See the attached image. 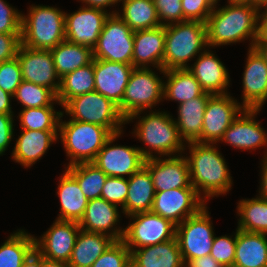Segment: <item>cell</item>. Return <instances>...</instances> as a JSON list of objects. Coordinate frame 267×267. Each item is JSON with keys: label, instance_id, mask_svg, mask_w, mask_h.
Masks as SVG:
<instances>
[{"label": "cell", "instance_id": "obj_1", "mask_svg": "<svg viewBox=\"0 0 267 267\" xmlns=\"http://www.w3.org/2000/svg\"><path fill=\"white\" fill-rule=\"evenodd\" d=\"M206 21L208 47L236 44L251 40L248 48H253L260 36L261 11L249 4H230L217 7Z\"/></svg>", "mask_w": 267, "mask_h": 267}, {"label": "cell", "instance_id": "obj_2", "mask_svg": "<svg viewBox=\"0 0 267 267\" xmlns=\"http://www.w3.org/2000/svg\"><path fill=\"white\" fill-rule=\"evenodd\" d=\"M186 145L190 154L185 155L189 164L190 182L197 193L206 202L215 196L227 194L232 189L233 180L228 163L216 147L218 144L191 142Z\"/></svg>", "mask_w": 267, "mask_h": 267}, {"label": "cell", "instance_id": "obj_3", "mask_svg": "<svg viewBox=\"0 0 267 267\" xmlns=\"http://www.w3.org/2000/svg\"><path fill=\"white\" fill-rule=\"evenodd\" d=\"M154 110H150L144 116H140L144 112L140 111L126 119V124L130 121L133 122V119H138L132 134L140 142L142 141L143 144L147 145L146 147H139L142 156L148 159L158 155L159 157L187 155V153H184L186 144L178 133L173 116L167 111ZM156 153L158 155H155Z\"/></svg>", "mask_w": 267, "mask_h": 267}, {"label": "cell", "instance_id": "obj_4", "mask_svg": "<svg viewBox=\"0 0 267 267\" xmlns=\"http://www.w3.org/2000/svg\"><path fill=\"white\" fill-rule=\"evenodd\" d=\"M207 48L206 23L187 20L166 25L163 69H187L188 62Z\"/></svg>", "mask_w": 267, "mask_h": 267}, {"label": "cell", "instance_id": "obj_5", "mask_svg": "<svg viewBox=\"0 0 267 267\" xmlns=\"http://www.w3.org/2000/svg\"><path fill=\"white\" fill-rule=\"evenodd\" d=\"M28 9L21 18V45L50 50L65 40V11L43 4Z\"/></svg>", "mask_w": 267, "mask_h": 267}, {"label": "cell", "instance_id": "obj_6", "mask_svg": "<svg viewBox=\"0 0 267 267\" xmlns=\"http://www.w3.org/2000/svg\"><path fill=\"white\" fill-rule=\"evenodd\" d=\"M64 114L63 111L59 122L58 138L63 143L67 158L70 159L67 166L93 162L113 133L108 128L97 124L71 119L63 121Z\"/></svg>", "mask_w": 267, "mask_h": 267}, {"label": "cell", "instance_id": "obj_7", "mask_svg": "<svg viewBox=\"0 0 267 267\" xmlns=\"http://www.w3.org/2000/svg\"><path fill=\"white\" fill-rule=\"evenodd\" d=\"M62 108L71 120L97 124L113 134L123 131L126 124L118 106L96 91L76 96Z\"/></svg>", "mask_w": 267, "mask_h": 267}, {"label": "cell", "instance_id": "obj_8", "mask_svg": "<svg viewBox=\"0 0 267 267\" xmlns=\"http://www.w3.org/2000/svg\"><path fill=\"white\" fill-rule=\"evenodd\" d=\"M150 68H134L118 106L121 115L127 119L134 113L152 110L163 100V82Z\"/></svg>", "mask_w": 267, "mask_h": 267}, {"label": "cell", "instance_id": "obj_9", "mask_svg": "<svg viewBox=\"0 0 267 267\" xmlns=\"http://www.w3.org/2000/svg\"><path fill=\"white\" fill-rule=\"evenodd\" d=\"M207 208V205L204 206L197 214L176 225L175 237L184 263L211 253L216 235Z\"/></svg>", "mask_w": 267, "mask_h": 267}, {"label": "cell", "instance_id": "obj_10", "mask_svg": "<svg viewBox=\"0 0 267 267\" xmlns=\"http://www.w3.org/2000/svg\"><path fill=\"white\" fill-rule=\"evenodd\" d=\"M132 222L124 227L122 241L130 252L144 246H153L174 239L176 225L151 211L128 216Z\"/></svg>", "mask_w": 267, "mask_h": 267}, {"label": "cell", "instance_id": "obj_11", "mask_svg": "<svg viewBox=\"0 0 267 267\" xmlns=\"http://www.w3.org/2000/svg\"><path fill=\"white\" fill-rule=\"evenodd\" d=\"M134 31L118 16L110 14L106 19L97 45L94 59H103L132 65Z\"/></svg>", "mask_w": 267, "mask_h": 267}, {"label": "cell", "instance_id": "obj_12", "mask_svg": "<svg viewBox=\"0 0 267 267\" xmlns=\"http://www.w3.org/2000/svg\"><path fill=\"white\" fill-rule=\"evenodd\" d=\"M206 205L194 187L175 188L155 192L150 211L178 225Z\"/></svg>", "mask_w": 267, "mask_h": 267}, {"label": "cell", "instance_id": "obj_13", "mask_svg": "<svg viewBox=\"0 0 267 267\" xmlns=\"http://www.w3.org/2000/svg\"><path fill=\"white\" fill-rule=\"evenodd\" d=\"M121 134L123 131L113 134L92 162L108 177L129 178L144 166L145 158L139 147L113 144Z\"/></svg>", "mask_w": 267, "mask_h": 267}, {"label": "cell", "instance_id": "obj_14", "mask_svg": "<svg viewBox=\"0 0 267 267\" xmlns=\"http://www.w3.org/2000/svg\"><path fill=\"white\" fill-rule=\"evenodd\" d=\"M244 107L237 99L229 94L212 95L204 113L200 143H220L224 132L233 120L241 113Z\"/></svg>", "mask_w": 267, "mask_h": 267}, {"label": "cell", "instance_id": "obj_15", "mask_svg": "<svg viewBox=\"0 0 267 267\" xmlns=\"http://www.w3.org/2000/svg\"><path fill=\"white\" fill-rule=\"evenodd\" d=\"M117 10L107 12L98 8L81 6L76 12H65V40L94 48L106 19Z\"/></svg>", "mask_w": 267, "mask_h": 267}, {"label": "cell", "instance_id": "obj_16", "mask_svg": "<svg viewBox=\"0 0 267 267\" xmlns=\"http://www.w3.org/2000/svg\"><path fill=\"white\" fill-rule=\"evenodd\" d=\"M16 57L19 60L23 81L44 86L58 93L60 77L57 75L50 50L31 49L20 44Z\"/></svg>", "mask_w": 267, "mask_h": 267}, {"label": "cell", "instance_id": "obj_17", "mask_svg": "<svg viewBox=\"0 0 267 267\" xmlns=\"http://www.w3.org/2000/svg\"><path fill=\"white\" fill-rule=\"evenodd\" d=\"M261 110L244 108L224 132L220 139L221 143H227L233 148L241 149L242 151L267 147V132L260 125V121L255 119ZM266 156L267 149L263 157Z\"/></svg>", "mask_w": 267, "mask_h": 267}, {"label": "cell", "instance_id": "obj_18", "mask_svg": "<svg viewBox=\"0 0 267 267\" xmlns=\"http://www.w3.org/2000/svg\"><path fill=\"white\" fill-rule=\"evenodd\" d=\"M80 229L76 221L55 219L40 238L35 237V249L45 258L68 263Z\"/></svg>", "mask_w": 267, "mask_h": 267}, {"label": "cell", "instance_id": "obj_19", "mask_svg": "<svg viewBox=\"0 0 267 267\" xmlns=\"http://www.w3.org/2000/svg\"><path fill=\"white\" fill-rule=\"evenodd\" d=\"M153 157L145 159L155 192L175 188L193 187L190 182L189 164L185 155Z\"/></svg>", "mask_w": 267, "mask_h": 267}, {"label": "cell", "instance_id": "obj_20", "mask_svg": "<svg viewBox=\"0 0 267 267\" xmlns=\"http://www.w3.org/2000/svg\"><path fill=\"white\" fill-rule=\"evenodd\" d=\"M242 76L241 105L249 109H262L267 101V62L255 47L248 49Z\"/></svg>", "mask_w": 267, "mask_h": 267}, {"label": "cell", "instance_id": "obj_21", "mask_svg": "<svg viewBox=\"0 0 267 267\" xmlns=\"http://www.w3.org/2000/svg\"><path fill=\"white\" fill-rule=\"evenodd\" d=\"M120 214L118 206L101 197L95 198L88 201L84 215L78 224L82 230L102 233L119 241L123 239L124 235V228L118 224V222L120 223Z\"/></svg>", "mask_w": 267, "mask_h": 267}, {"label": "cell", "instance_id": "obj_22", "mask_svg": "<svg viewBox=\"0 0 267 267\" xmlns=\"http://www.w3.org/2000/svg\"><path fill=\"white\" fill-rule=\"evenodd\" d=\"M133 69L131 64L94 59L95 91L119 106Z\"/></svg>", "mask_w": 267, "mask_h": 267}, {"label": "cell", "instance_id": "obj_23", "mask_svg": "<svg viewBox=\"0 0 267 267\" xmlns=\"http://www.w3.org/2000/svg\"><path fill=\"white\" fill-rule=\"evenodd\" d=\"M214 51L206 49L200 53L189 70L202 89L212 95H224L228 93L230 84V75L225 64L213 53Z\"/></svg>", "mask_w": 267, "mask_h": 267}, {"label": "cell", "instance_id": "obj_24", "mask_svg": "<svg viewBox=\"0 0 267 267\" xmlns=\"http://www.w3.org/2000/svg\"><path fill=\"white\" fill-rule=\"evenodd\" d=\"M165 26L134 32L132 65L134 68H150V65L163 74ZM150 64V65H149Z\"/></svg>", "mask_w": 267, "mask_h": 267}, {"label": "cell", "instance_id": "obj_25", "mask_svg": "<svg viewBox=\"0 0 267 267\" xmlns=\"http://www.w3.org/2000/svg\"><path fill=\"white\" fill-rule=\"evenodd\" d=\"M57 140L58 131L21 129V135L15 140L11 157L15 163H19L24 168H31Z\"/></svg>", "mask_w": 267, "mask_h": 267}, {"label": "cell", "instance_id": "obj_26", "mask_svg": "<svg viewBox=\"0 0 267 267\" xmlns=\"http://www.w3.org/2000/svg\"><path fill=\"white\" fill-rule=\"evenodd\" d=\"M133 267H184L177 238L158 243L153 246H144L131 252Z\"/></svg>", "mask_w": 267, "mask_h": 267}, {"label": "cell", "instance_id": "obj_27", "mask_svg": "<svg viewBox=\"0 0 267 267\" xmlns=\"http://www.w3.org/2000/svg\"><path fill=\"white\" fill-rule=\"evenodd\" d=\"M212 94L202 95L178 105V117L173 118L181 139L187 143L196 142L201 137L204 113L208 99Z\"/></svg>", "mask_w": 267, "mask_h": 267}, {"label": "cell", "instance_id": "obj_28", "mask_svg": "<svg viewBox=\"0 0 267 267\" xmlns=\"http://www.w3.org/2000/svg\"><path fill=\"white\" fill-rule=\"evenodd\" d=\"M233 267H267V234L236 228Z\"/></svg>", "mask_w": 267, "mask_h": 267}, {"label": "cell", "instance_id": "obj_29", "mask_svg": "<svg viewBox=\"0 0 267 267\" xmlns=\"http://www.w3.org/2000/svg\"><path fill=\"white\" fill-rule=\"evenodd\" d=\"M155 197L154 185L149 171L143 166L128 178V193L121 210L125 217L149 212Z\"/></svg>", "mask_w": 267, "mask_h": 267}, {"label": "cell", "instance_id": "obj_30", "mask_svg": "<svg viewBox=\"0 0 267 267\" xmlns=\"http://www.w3.org/2000/svg\"><path fill=\"white\" fill-rule=\"evenodd\" d=\"M63 172L59 177L56 192L60 199V212L56 219L79 222L89 200L81 191L78 182L66 170Z\"/></svg>", "mask_w": 267, "mask_h": 267}, {"label": "cell", "instance_id": "obj_31", "mask_svg": "<svg viewBox=\"0 0 267 267\" xmlns=\"http://www.w3.org/2000/svg\"><path fill=\"white\" fill-rule=\"evenodd\" d=\"M162 77L163 99L176 101L178 104L202 95L205 91L194 75L187 69L166 70Z\"/></svg>", "mask_w": 267, "mask_h": 267}, {"label": "cell", "instance_id": "obj_32", "mask_svg": "<svg viewBox=\"0 0 267 267\" xmlns=\"http://www.w3.org/2000/svg\"><path fill=\"white\" fill-rule=\"evenodd\" d=\"M114 241L108 235L80 229L68 264L71 267H91Z\"/></svg>", "mask_w": 267, "mask_h": 267}, {"label": "cell", "instance_id": "obj_33", "mask_svg": "<svg viewBox=\"0 0 267 267\" xmlns=\"http://www.w3.org/2000/svg\"><path fill=\"white\" fill-rule=\"evenodd\" d=\"M50 52L53 56L57 75L60 78L77 68L90 64L94 59L92 48L67 40L50 49Z\"/></svg>", "mask_w": 267, "mask_h": 267}, {"label": "cell", "instance_id": "obj_34", "mask_svg": "<svg viewBox=\"0 0 267 267\" xmlns=\"http://www.w3.org/2000/svg\"><path fill=\"white\" fill-rule=\"evenodd\" d=\"M121 2L122 10H118L117 14L134 32L161 26L153 0H121Z\"/></svg>", "mask_w": 267, "mask_h": 267}, {"label": "cell", "instance_id": "obj_35", "mask_svg": "<svg viewBox=\"0 0 267 267\" xmlns=\"http://www.w3.org/2000/svg\"><path fill=\"white\" fill-rule=\"evenodd\" d=\"M93 91H95L94 59L90 64L60 78L57 100L63 107L70 99Z\"/></svg>", "mask_w": 267, "mask_h": 267}, {"label": "cell", "instance_id": "obj_36", "mask_svg": "<svg viewBox=\"0 0 267 267\" xmlns=\"http://www.w3.org/2000/svg\"><path fill=\"white\" fill-rule=\"evenodd\" d=\"M35 249V236L18 229L0 246V267H21Z\"/></svg>", "mask_w": 267, "mask_h": 267}, {"label": "cell", "instance_id": "obj_37", "mask_svg": "<svg viewBox=\"0 0 267 267\" xmlns=\"http://www.w3.org/2000/svg\"><path fill=\"white\" fill-rule=\"evenodd\" d=\"M256 198L241 199L237 203V229L247 232L267 234V200L256 195Z\"/></svg>", "mask_w": 267, "mask_h": 267}, {"label": "cell", "instance_id": "obj_38", "mask_svg": "<svg viewBox=\"0 0 267 267\" xmlns=\"http://www.w3.org/2000/svg\"><path fill=\"white\" fill-rule=\"evenodd\" d=\"M65 170L78 182L88 200L100 198L107 175L92 162L65 166Z\"/></svg>", "mask_w": 267, "mask_h": 267}, {"label": "cell", "instance_id": "obj_39", "mask_svg": "<svg viewBox=\"0 0 267 267\" xmlns=\"http://www.w3.org/2000/svg\"><path fill=\"white\" fill-rule=\"evenodd\" d=\"M55 107L25 108L20 111L18 118L20 128L34 131H58L63 111Z\"/></svg>", "mask_w": 267, "mask_h": 267}, {"label": "cell", "instance_id": "obj_40", "mask_svg": "<svg viewBox=\"0 0 267 267\" xmlns=\"http://www.w3.org/2000/svg\"><path fill=\"white\" fill-rule=\"evenodd\" d=\"M22 108L54 107V103L60 105L57 94L44 86L28 81H22L13 95Z\"/></svg>", "mask_w": 267, "mask_h": 267}, {"label": "cell", "instance_id": "obj_41", "mask_svg": "<svg viewBox=\"0 0 267 267\" xmlns=\"http://www.w3.org/2000/svg\"><path fill=\"white\" fill-rule=\"evenodd\" d=\"M131 253L122 240L114 241L91 267H129Z\"/></svg>", "mask_w": 267, "mask_h": 267}, {"label": "cell", "instance_id": "obj_42", "mask_svg": "<svg viewBox=\"0 0 267 267\" xmlns=\"http://www.w3.org/2000/svg\"><path fill=\"white\" fill-rule=\"evenodd\" d=\"M235 249L236 232L231 236L222 235L214 237L210 255L224 267H233Z\"/></svg>", "mask_w": 267, "mask_h": 267}, {"label": "cell", "instance_id": "obj_43", "mask_svg": "<svg viewBox=\"0 0 267 267\" xmlns=\"http://www.w3.org/2000/svg\"><path fill=\"white\" fill-rule=\"evenodd\" d=\"M128 193V178L107 177L100 197L116 206H125Z\"/></svg>", "mask_w": 267, "mask_h": 267}, {"label": "cell", "instance_id": "obj_44", "mask_svg": "<svg viewBox=\"0 0 267 267\" xmlns=\"http://www.w3.org/2000/svg\"><path fill=\"white\" fill-rule=\"evenodd\" d=\"M23 81L19 60L14 59L0 63V88L14 95L16 88Z\"/></svg>", "mask_w": 267, "mask_h": 267}, {"label": "cell", "instance_id": "obj_45", "mask_svg": "<svg viewBox=\"0 0 267 267\" xmlns=\"http://www.w3.org/2000/svg\"><path fill=\"white\" fill-rule=\"evenodd\" d=\"M162 26L187 21L181 0H153Z\"/></svg>", "mask_w": 267, "mask_h": 267}, {"label": "cell", "instance_id": "obj_46", "mask_svg": "<svg viewBox=\"0 0 267 267\" xmlns=\"http://www.w3.org/2000/svg\"><path fill=\"white\" fill-rule=\"evenodd\" d=\"M184 18L206 23L213 11L215 0H181Z\"/></svg>", "mask_w": 267, "mask_h": 267}, {"label": "cell", "instance_id": "obj_47", "mask_svg": "<svg viewBox=\"0 0 267 267\" xmlns=\"http://www.w3.org/2000/svg\"><path fill=\"white\" fill-rule=\"evenodd\" d=\"M22 13L0 0V33L21 34Z\"/></svg>", "mask_w": 267, "mask_h": 267}, {"label": "cell", "instance_id": "obj_48", "mask_svg": "<svg viewBox=\"0 0 267 267\" xmlns=\"http://www.w3.org/2000/svg\"><path fill=\"white\" fill-rule=\"evenodd\" d=\"M21 44V34L0 33V63L14 59Z\"/></svg>", "mask_w": 267, "mask_h": 267}, {"label": "cell", "instance_id": "obj_49", "mask_svg": "<svg viewBox=\"0 0 267 267\" xmlns=\"http://www.w3.org/2000/svg\"><path fill=\"white\" fill-rule=\"evenodd\" d=\"M14 114L0 113V156L4 155L14 136Z\"/></svg>", "mask_w": 267, "mask_h": 267}, {"label": "cell", "instance_id": "obj_50", "mask_svg": "<svg viewBox=\"0 0 267 267\" xmlns=\"http://www.w3.org/2000/svg\"><path fill=\"white\" fill-rule=\"evenodd\" d=\"M184 267H224L219 262H217L210 254L198 257L195 259H190L185 262Z\"/></svg>", "mask_w": 267, "mask_h": 267}, {"label": "cell", "instance_id": "obj_51", "mask_svg": "<svg viewBox=\"0 0 267 267\" xmlns=\"http://www.w3.org/2000/svg\"><path fill=\"white\" fill-rule=\"evenodd\" d=\"M121 0H80L83 4L82 6L90 7V8H98L104 11H109L107 7H113V5H117Z\"/></svg>", "mask_w": 267, "mask_h": 267}, {"label": "cell", "instance_id": "obj_52", "mask_svg": "<svg viewBox=\"0 0 267 267\" xmlns=\"http://www.w3.org/2000/svg\"><path fill=\"white\" fill-rule=\"evenodd\" d=\"M261 160L263 164L261 165L262 166L261 167L262 170L260 172L261 183L259 186L260 188H259L258 196L267 200V156L263 157Z\"/></svg>", "mask_w": 267, "mask_h": 267}, {"label": "cell", "instance_id": "obj_53", "mask_svg": "<svg viewBox=\"0 0 267 267\" xmlns=\"http://www.w3.org/2000/svg\"><path fill=\"white\" fill-rule=\"evenodd\" d=\"M13 99V95L3 91L0 88V113L2 114H14L12 111L11 101Z\"/></svg>", "mask_w": 267, "mask_h": 267}, {"label": "cell", "instance_id": "obj_54", "mask_svg": "<svg viewBox=\"0 0 267 267\" xmlns=\"http://www.w3.org/2000/svg\"><path fill=\"white\" fill-rule=\"evenodd\" d=\"M21 267H42V255L34 249L22 263Z\"/></svg>", "mask_w": 267, "mask_h": 267}, {"label": "cell", "instance_id": "obj_55", "mask_svg": "<svg viewBox=\"0 0 267 267\" xmlns=\"http://www.w3.org/2000/svg\"><path fill=\"white\" fill-rule=\"evenodd\" d=\"M254 47L261 53L267 62V40L260 35L256 40Z\"/></svg>", "mask_w": 267, "mask_h": 267}, {"label": "cell", "instance_id": "obj_56", "mask_svg": "<svg viewBox=\"0 0 267 267\" xmlns=\"http://www.w3.org/2000/svg\"><path fill=\"white\" fill-rule=\"evenodd\" d=\"M260 35L267 40V9L261 11Z\"/></svg>", "mask_w": 267, "mask_h": 267}, {"label": "cell", "instance_id": "obj_57", "mask_svg": "<svg viewBox=\"0 0 267 267\" xmlns=\"http://www.w3.org/2000/svg\"><path fill=\"white\" fill-rule=\"evenodd\" d=\"M42 267H71L67 262L50 260L42 256Z\"/></svg>", "mask_w": 267, "mask_h": 267}, {"label": "cell", "instance_id": "obj_58", "mask_svg": "<svg viewBox=\"0 0 267 267\" xmlns=\"http://www.w3.org/2000/svg\"><path fill=\"white\" fill-rule=\"evenodd\" d=\"M252 5L262 11L263 9H267V0H252Z\"/></svg>", "mask_w": 267, "mask_h": 267}, {"label": "cell", "instance_id": "obj_59", "mask_svg": "<svg viewBox=\"0 0 267 267\" xmlns=\"http://www.w3.org/2000/svg\"><path fill=\"white\" fill-rule=\"evenodd\" d=\"M249 4L252 5V0H227V4Z\"/></svg>", "mask_w": 267, "mask_h": 267}]
</instances>
